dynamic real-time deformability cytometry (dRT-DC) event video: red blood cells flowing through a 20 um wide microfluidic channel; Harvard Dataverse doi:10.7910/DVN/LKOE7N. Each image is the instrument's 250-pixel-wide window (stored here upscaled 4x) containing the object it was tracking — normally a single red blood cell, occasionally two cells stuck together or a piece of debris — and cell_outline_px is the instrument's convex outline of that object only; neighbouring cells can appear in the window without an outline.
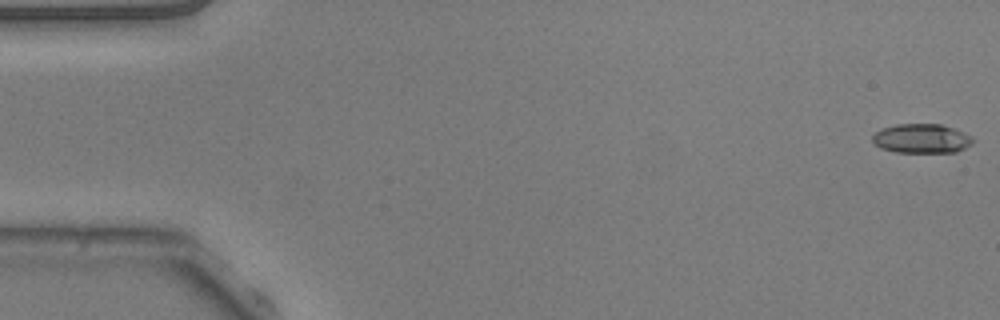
{"species": "common noctule bat (a hibernating species)", "species_latin": "Nyctalus noctula", "temperature_condition": "warm", "stored_images_in_passage": 50, "camera_frame_rate_fps": 3000, "um_per_image_px": 0.085, "animal": {"sex": "male", "body_mass_g": 20.5, "forearm_length_mm": 52.5}, "frame": {"image": 1, "passage_image": 1, "time_ms": 0.0, "image_size_px": [1000, 320], "cell_outline_px": [[976, 140], [972, 144], [956, 152], [896, 152], [880, 148], [872, 140], [872, 136], [876, 132], [884, 128], [896, 124], [940, 124], [964, 132], [972, 136]], "centroid_in_image_um": [78.37, 11.78], "position_along_channel_um": 6.6, "area_um2": 17.11}}
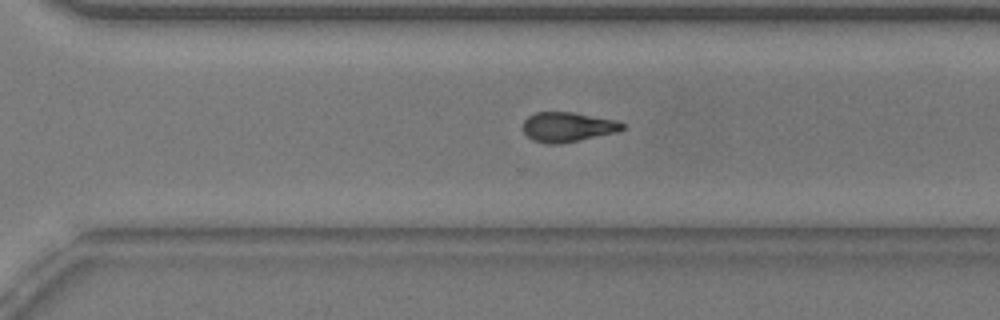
{"frame": {"image": 2, "passage_image": 37, "time_ms": 12.0, "image_size_px": [1000, 320], "cell_outline_px": [[624, 128], [616, 132], [580, 140], [560, 144], [544, 144], [532, 140], [524, 132], [524, 120], [528, 116], [536, 112], [572, 112], [616, 120], [624, 124]], "centroid_in_image_um": [48.23, 10.8], "position_along_channel_um": 322.4, "area_um2": 17.17}}
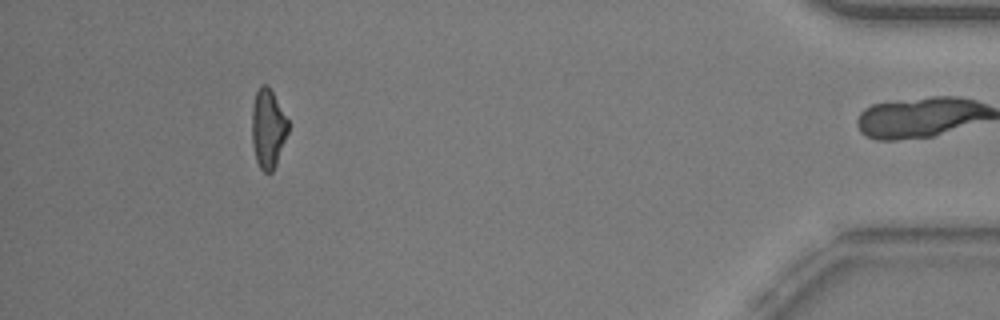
{"frame": {"image": 3, "passage_image": 49, "time_ms": 16.0, "image_size_px": [1000, 320], "cell_outline_px": [[288, 132], [276, 164], [272, 172], [264, 172], [260, 168], [256, 160], [252, 144], [252, 104], [256, 92], [260, 84], [268, 84], [288, 120]], "centroid_in_image_um": [22.76, 10.9], "position_along_channel_um": 412.4, "area_um2": 16.7}, "authors_computed_cell_mechanics": {"area_um2": 17.4556, "velocity_mm_per_s": 3.8193, "shape_relaxation_time_tau1_ms": 5.2137, "shape_relaxation_time_tau2_ms": 3.6534, "deformation_change_tau1": 0.1758, "deformation_change_tau2": 0.1095}}